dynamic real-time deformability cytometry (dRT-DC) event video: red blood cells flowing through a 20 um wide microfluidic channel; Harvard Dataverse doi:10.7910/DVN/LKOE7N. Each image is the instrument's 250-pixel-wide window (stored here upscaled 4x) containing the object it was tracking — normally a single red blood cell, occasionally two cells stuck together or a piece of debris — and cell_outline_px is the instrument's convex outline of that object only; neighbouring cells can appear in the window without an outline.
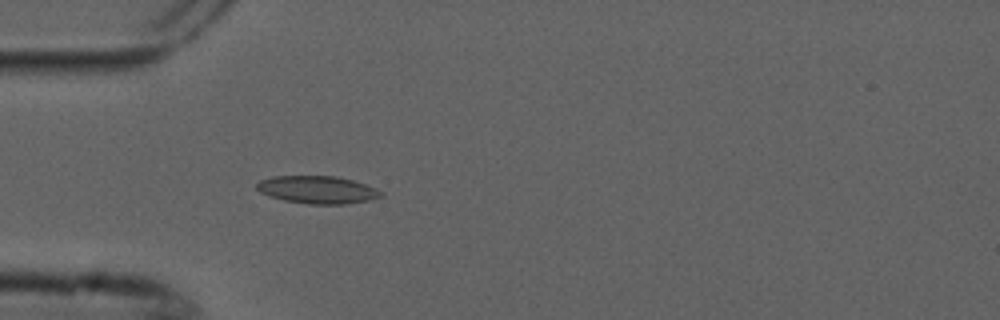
{"species": "common noctule bat (a hibernating species)", "species_latin": "Nyctalus noctula", "temperature_condition": "cold", "stored_images_in_passage": 4, "camera_frame_rate_fps": 3000, "um_per_image_px": 0.085, "animal": {"sex": "male", "forearm_length_mm": 52.5}, "frame": {"image": 1, "passage_image": 4, "time_ms": 1.0, "image_size_px": [1000, 320], "cell_outline_px": [[384, 196], [368, 200], [344, 204], [308, 204], [284, 200], [268, 196], [260, 192], [256, 188], [256, 184], [260, 180], [272, 176], [336, 176], [352, 180], [376, 188], [384, 192]], "centroid_in_image_um": [26.98, 16.13], "position_along_channel_um": 58.0, "area_um2": 20.06}}